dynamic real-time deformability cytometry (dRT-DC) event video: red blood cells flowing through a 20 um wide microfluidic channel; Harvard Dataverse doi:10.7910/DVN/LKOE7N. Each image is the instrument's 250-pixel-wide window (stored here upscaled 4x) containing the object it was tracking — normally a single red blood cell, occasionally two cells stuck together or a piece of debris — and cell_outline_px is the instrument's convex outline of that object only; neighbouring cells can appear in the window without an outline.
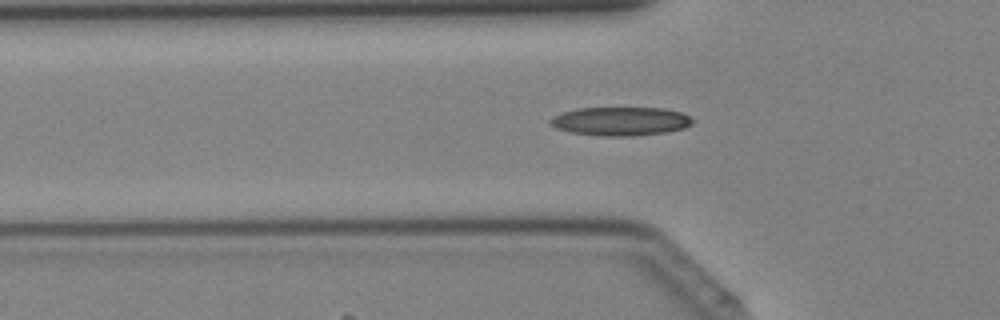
{"species": "Egyptian fruit bat (a non-hibernating species)", "species_latin": "Rousettus aegyptiacus", "temperature_condition": "cold", "stored_images_in_passage": 41, "camera_frame_rate_fps": 3000, "um_per_image_px": 0.085, "animal": {"sex": "female"}, "frame": {"image": 1, "passage_image": 14, "time_ms": 4.333, "image_size_px": [1000, 320], "cell_outline_px": [[692, 124], [684, 128], [668, 132], [632, 136], [600, 136], [572, 132], [556, 128], [548, 120], [552, 116], [564, 112], [580, 108], [664, 108], [680, 112], [688, 116], [692, 120]], "centroid_in_image_um": [52.75, 10.31], "position_along_channel_um": 73.0, "area_um2": 23.64}}
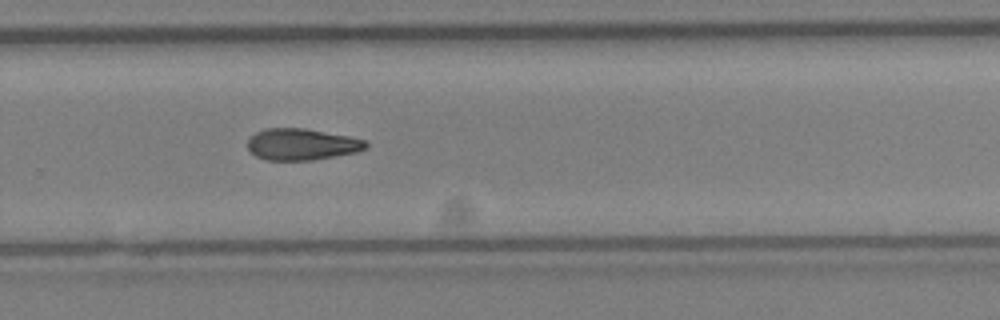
{"frame": {"image": 2, "passage_image": 28, "time_ms": 9.0, "image_size_px": [1000, 320], "cell_outline_px": [[368, 148], [356, 152], [336, 156], [312, 160], [268, 160], [256, 156], [248, 148], [248, 140], [256, 132], [264, 128], [304, 128], [348, 136], [364, 140], [368, 144]], "centroid_in_image_um": [25.66, 12.27], "position_along_channel_um": 304.1, "area_um2": 21.62}}
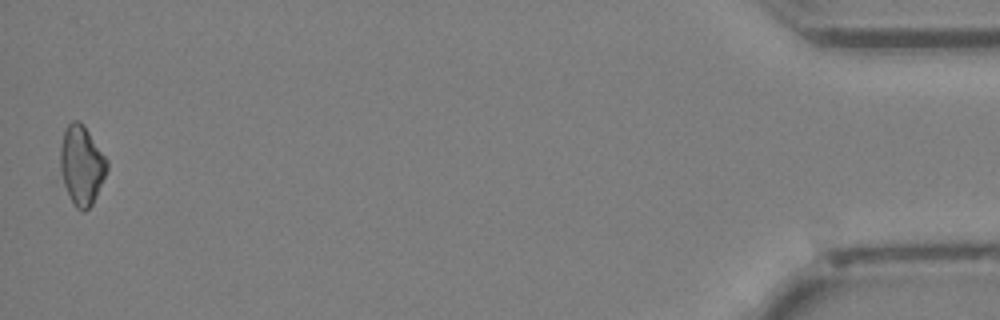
{"frame": {"image": 3, "passage_image": 41, "time_ms": 13.333, "image_size_px": [1000, 320], "cell_outline_px": [[108, 168], [96, 196], [92, 204], [84, 212], [76, 208], [64, 184], [60, 172], [60, 148], [64, 128], [72, 120], [80, 120], [84, 124], [108, 160]], "centroid_in_image_um": [6.93, 13.99], "position_along_channel_um": 428.3, "area_um2": 21.62}}